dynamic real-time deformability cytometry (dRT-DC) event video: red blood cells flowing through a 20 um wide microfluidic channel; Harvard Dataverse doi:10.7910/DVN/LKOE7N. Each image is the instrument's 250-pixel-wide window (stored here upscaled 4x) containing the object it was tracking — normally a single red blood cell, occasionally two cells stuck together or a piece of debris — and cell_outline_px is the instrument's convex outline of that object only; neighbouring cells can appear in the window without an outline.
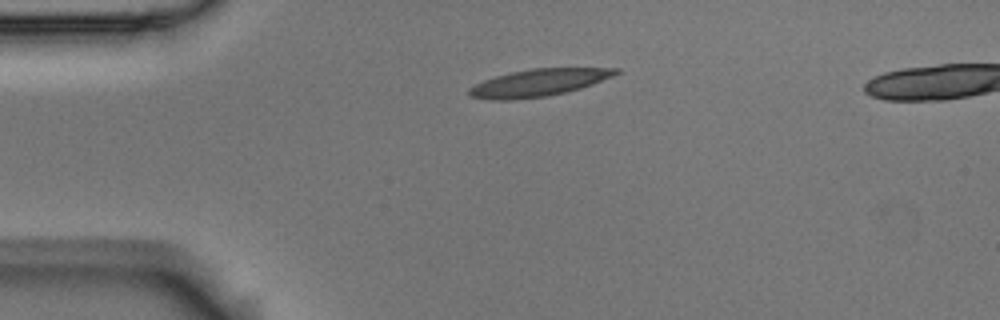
{"species": "Egyptian fruit bat (a non-hibernating species)", "species_latin": "Rousettus aegyptiacus", "temperature_condition": "room temperature", "stored_images_in_passage": 3, "segment_of_instrument_passage": [1, 2], "camera_frame_rate_fps": 3000, "um_per_image_px": 0.085, "animal": {"sex": "male"}, "frame": {"image": 1, "passage_image": 1, "time_ms": 0.0, "image_size_px": [1000, 320], "cell_outline_px": [[620, 72], [612, 76], [592, 84], [580, 88], [564, 92], [544, 96], [512, 100], [488, 100], [468, 96], [468, 88], [484, 80], [496, 76], [512, 72], [532, 68], [620, 68]], "centroid_in_image_um": [45.73, 7.03], "position_along_channel_um": 39.3, "area_um2": 23.06}}